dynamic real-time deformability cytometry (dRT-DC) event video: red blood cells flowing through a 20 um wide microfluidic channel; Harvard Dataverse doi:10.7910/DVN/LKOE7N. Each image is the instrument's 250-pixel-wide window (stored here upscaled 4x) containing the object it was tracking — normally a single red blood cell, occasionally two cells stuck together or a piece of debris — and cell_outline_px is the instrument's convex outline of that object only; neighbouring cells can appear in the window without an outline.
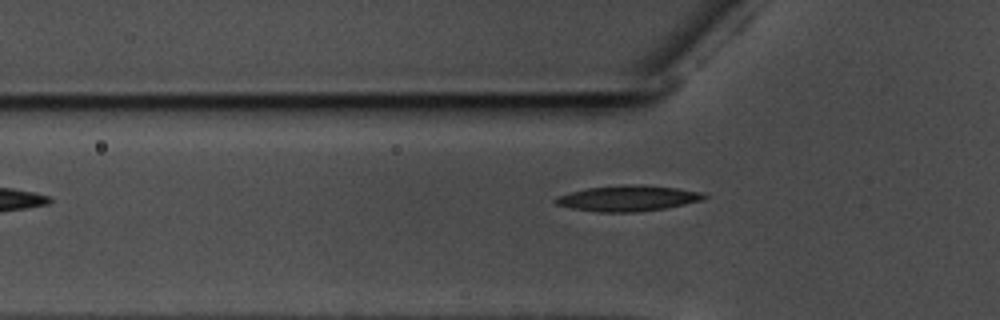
{"species": "common noctule bat (a hibernating species)", "species_latin": "Nyctalus noctula", "temperature_condition": "warm", "stored_images_in_passage": 38, "camera_frame_rate_fps": 3000, "um_per_image_px": 0.085, "animal": {"sex": "male", "body_mass_g": 17.5, "forearm_length_mm": 52.3}, "frame": {"image": 1, "passage_image": 3, "time_ms": 0.667, "image_size_px": [1000, 320], "cell_outline_px": [[712, 196], [704, 200], [664, 208], [636, 212], [596, 212], [572, 208], [556, 204], [552, 200], [556, 196], [588, 188], [624, 184], [644, 184], [676, 188], [704, 192]], "centroid_in_image_um": [53.43, 16.84], "position_along_channel_um": 72.4, "area_um2": 22.48}}
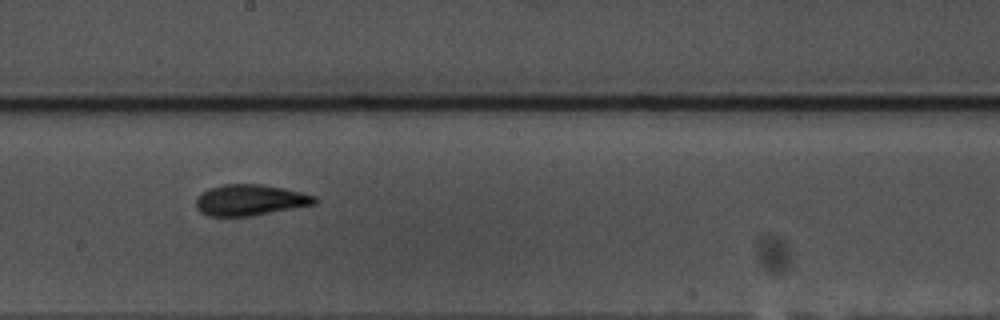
{"frame": {"image": 2, "passage_image": 16, "time_ms": 5.0, "image_size_px": [1000, 320], "cell_outline_px": [[320, 200], [316, 204], [252, 216], [208, 216], [200, 212], [196, 208], [196, 200], [208, 188], [224, 184], [260, 184], [284, 188], [316, 196]], "centroid_in_image_um": [21.29, 17.01], "position_along_channel_um": 226.9, "area_um2": 21.5}}
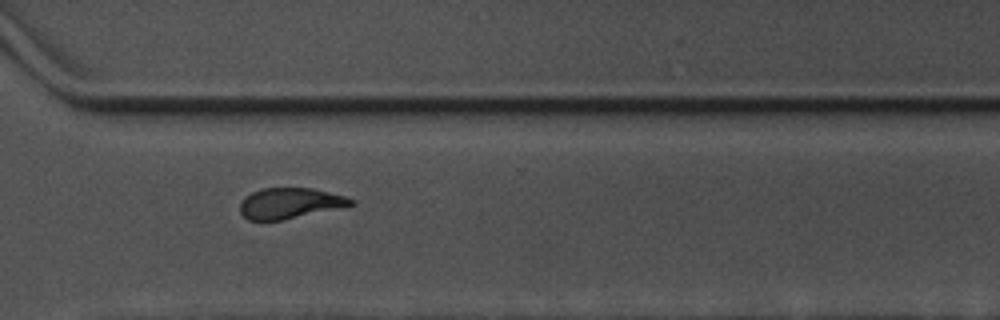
{"frame": {"image": 3, "passage_image": 26, "time_ms": 8.333, "image_size_px": [1000, 320], "cell_outline_px": [[356, 204], [284, 220], [248, 220], [240, 212], [240, 204], [244, 196], [260, 188], [312, 188], [344, 196], [352, 200]], "centroid_in_image_um": [24.59, 17.27], "position_along_channel_um": 346.0, "area_um2": 19.71}, "authors_computed_cell_mechanics": {"area_um2": 20.808, "velocity_mm_per_s": 3.5688, "shape_relaxation_time_tau1_ms": 4.0459, "shape_relaxation_time_tau2_ms": 2.2663, "deformation_change_tau1": 0.1567, "deformation_change_tau2": 0.104}}